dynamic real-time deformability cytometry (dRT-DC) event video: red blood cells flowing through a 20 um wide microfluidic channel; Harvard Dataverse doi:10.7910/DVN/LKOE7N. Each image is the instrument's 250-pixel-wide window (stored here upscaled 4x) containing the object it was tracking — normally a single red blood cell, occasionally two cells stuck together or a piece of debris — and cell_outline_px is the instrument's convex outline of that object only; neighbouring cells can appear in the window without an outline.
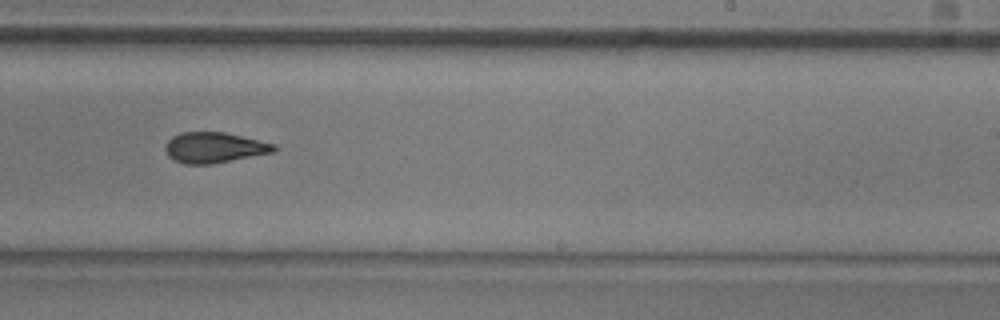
{"species": "common noctule bat (a hibernating species)", "species_latin": "Nyctalus noctula", "temperature_condition": "room temperature", "stored_images_in_passage": 10, "camera_frame_rate_fps": 3000, "um_per_image_px": 0.085, "animal": {"sex": "male", "body_mass_g": 20.5, "forearm_length_mm": 52.5}, "frame": {"image": 1, "passage_image": 9, "time_ms": 10.0, "image_size_px": [1000, 320], "cell_outline_px": [[280, 148], [276, 152], [212, 164], [184, 164], [168, 156], [164, 148], [164, 144], [172, 136], [180, 132], [224, 132], [276, 144]], "centroid_in_image_um": [18.24, 12.54], "position_along_channel_um": 270.8, "area_um2": 19.59}}
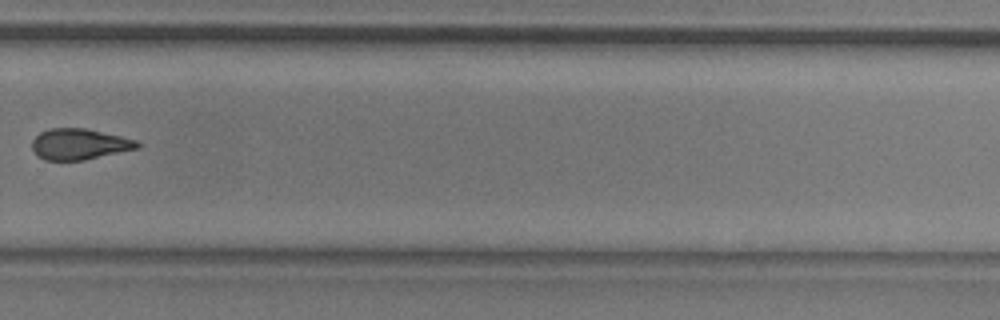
{"frame": {"image": 2, "passage_image": 10, "time_ms": 11.333, "image_size_px": [1000, 320], "cell_outline_px": [[140, 148], [84, 160], [44, 160], [36, 156], [32, 148], [32, 140], [40, 132], [48, 128], [84, 128], [120, 136], [136, 140], [140, 144]], "centroid_in_image_um": [6.72, 12.26], "position_along_channel_um": 323.1, "area_um2": 19.02}}